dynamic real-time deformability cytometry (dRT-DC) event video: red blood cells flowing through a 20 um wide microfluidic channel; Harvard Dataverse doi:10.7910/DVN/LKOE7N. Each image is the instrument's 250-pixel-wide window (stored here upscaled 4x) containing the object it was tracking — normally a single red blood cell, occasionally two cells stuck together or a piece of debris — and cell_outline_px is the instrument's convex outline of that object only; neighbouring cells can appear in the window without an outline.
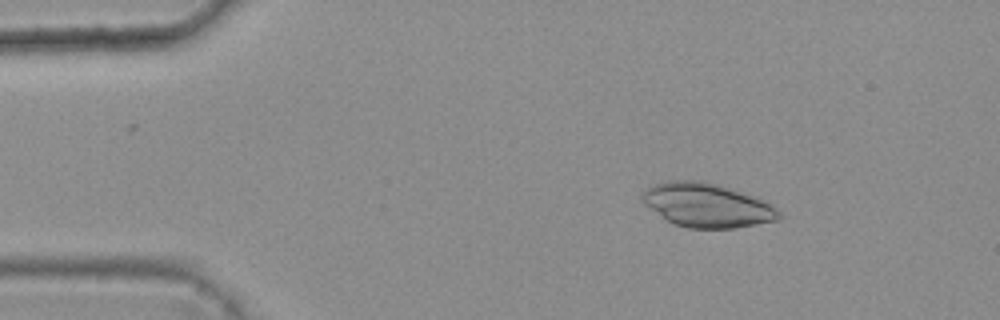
{"species": "common noctule bat (a hibernating species)", "species_latin": "Nyctalus noctula", "temperature_condition": "warm", "stored_images_in_passage": 44, "camera_frame_rate_fps": 3000, "um_per_image_px": 0.085, "animal": {"sex": "female", "body_mass_g": 25.1}, "frame": {"image": 1, "passage_image": 7, "time_ms": 2.0, "image_size_px": [1000, 320], "cell_outline_px": [[780, 220], [736, 228], [688, 228], [672, 224], [664, 220], [644, 204], [640, 200], [640, 192], [656, 184], [668, 180], [696, 180], [716, 184], [764, 200], [780, 212]], "centroid_in_image_um": [60.03, 17.46], "position_along_channel_um": 25.0, "area_um2": 35.08}}
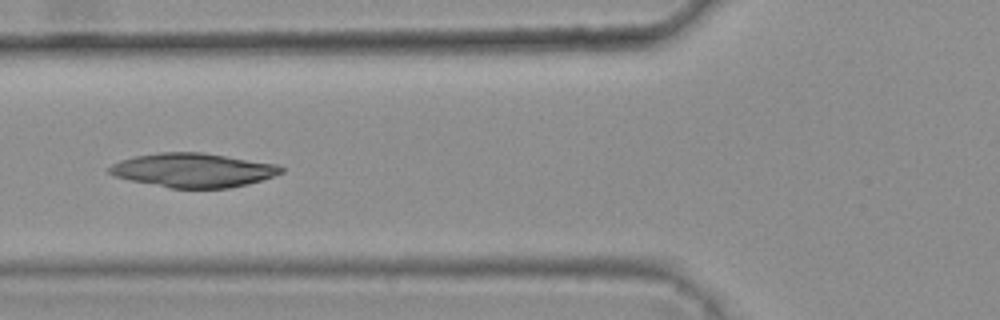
{"frame": {"image": 2, "passage_image": 19, "time_ms": 6.0, "image_size_px": [1000, 320], "cell_outline_px": [[284, 172], [248, 184], [228, 188], [172, 188], [132, 180], [116, 176], [108, 172], [108, 168], [112, 164], [120, 160], [136, 156], [160, 152], [200, 152], [276, 164], [284, 168]], "centroid_in_image_um": [16.42, 14.46], "position_along_channel_um": 109.4, "area_um2": 33.64}}
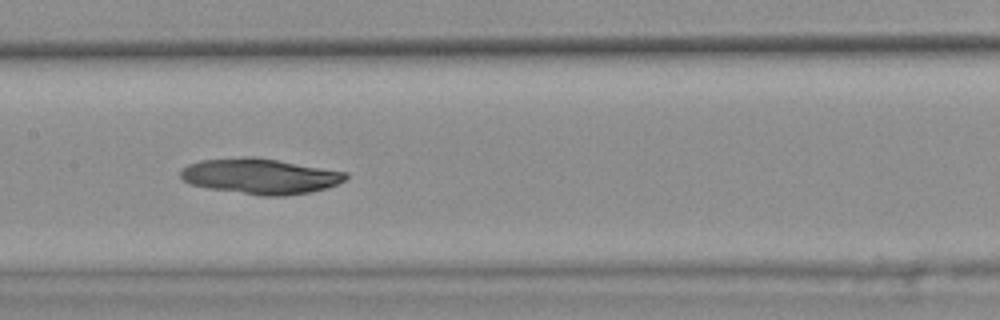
{"frame": {"image": 3, "passage_image": 25, "time_ms": 8.0, "image_size_px": [1000, 320], "cell_outline_px": [[348, 176], [344, 180], [336, 184], [312, 192], [284, 196], [260, 196], [208, 188], [192, 184], [184, 180], [180, 176], [180, 172], [188, 164], [200, 160], [244, 156], [252, 156], [348, 172]], "centroid_in_image_um": [22.11, 14.98], "position_along_channel_um": 185.3, "area_um2": 34.04}}